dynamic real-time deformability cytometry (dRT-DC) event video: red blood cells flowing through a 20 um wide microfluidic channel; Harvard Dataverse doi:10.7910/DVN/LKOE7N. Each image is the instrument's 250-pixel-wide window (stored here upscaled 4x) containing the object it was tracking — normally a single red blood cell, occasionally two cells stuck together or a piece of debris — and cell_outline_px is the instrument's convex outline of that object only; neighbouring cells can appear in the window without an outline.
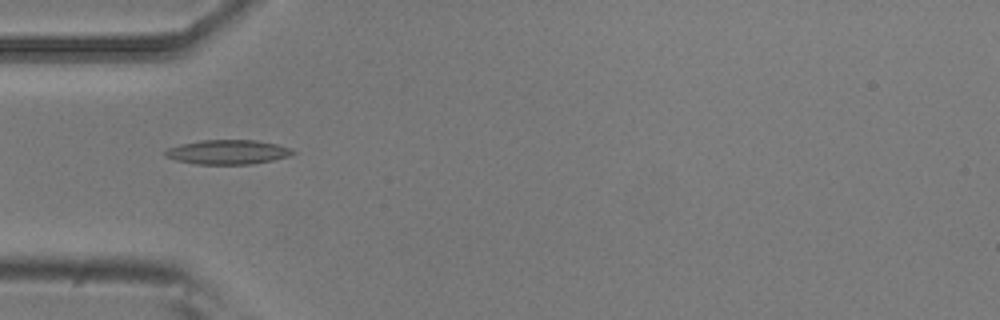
{"species": "common noctule bat (a hibernating species)", "species_latin": "Nyctalus noctula", "temperature_condition": "room temperature", "stored_images_in_passage": 7, "camera_frame_rate_fps": 3000, "um_per_image_px": 0.085, "animal": {"sex": "male", "body_mass_g": 20.5, "forearm_length_mm": 52.5}, "frame": {"image": 1, "passage_image": 5, "time_ms": 1.333, "image_size_px": [1000, 320], "cell_outline_px": [[296, 152], [288, 156], [272, 160], [252, 164], [196, 164], [176, 160], [164, 156], [164, 152], [168, 148], [180, 144], [200, 140], [256, 140], [276, 144], [292, 148]], "centroid_in_image_um": [19.35, 12.92], "position_along_channel_um": 65.7, "area_um2": 18.15}}
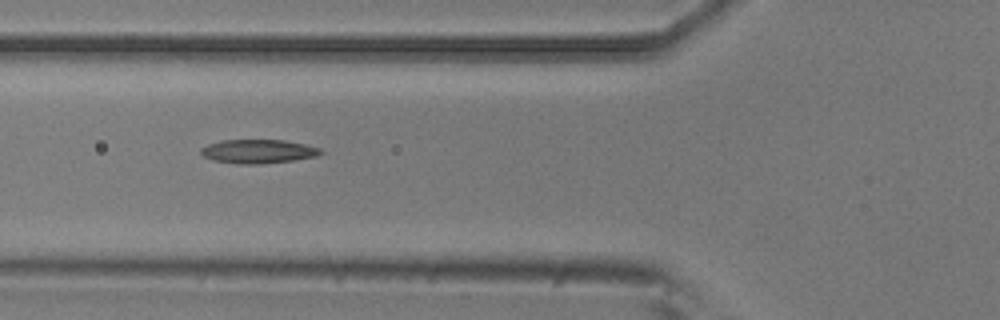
{"frame": {"image": 2, "passage_image": 6, "time_ms": 1.667, "image_size_px": [1000, 320], "cell_outline_px": [[324, 152], [316, 156], [292, 160], [256, 164], [240, 164], [212, 160], [204, 156], [200, 152], [200, 148], [208, 144], [220, 140], [284, 140], [304, 144], [320, 148]], "centroid_in_image_um": [21.91, 12.86], "position_along_channel_um": 103.9, "area_um2": 16.53}}
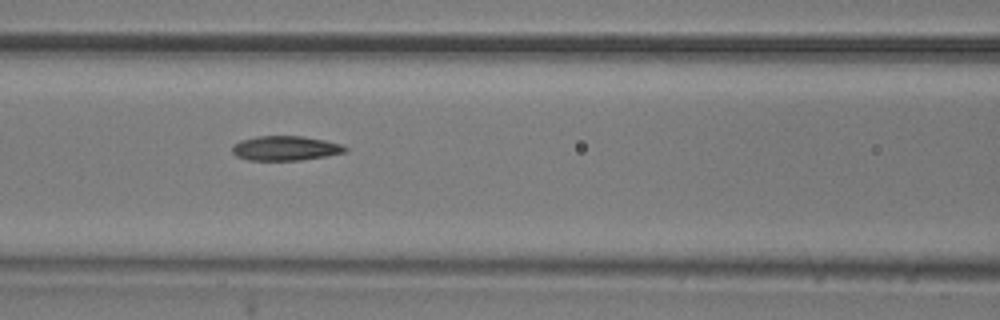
{"frame": {"image": 3, "passage_image": 7, "time_ms": 2.0, "image_size_px": [1000, 320], "cell_outline_px": [[348, 152], [300, 160], [248, 160], [236, 156], [232, 152], [232, 144], [240, 140], [256, 136], [304, 136], [324, 140], [340, 144], [348, 148]], "centroid_in_image_um": [24.23, 12.59], "position_along_channel_um": 142.4, "area_um2": 16.24}}